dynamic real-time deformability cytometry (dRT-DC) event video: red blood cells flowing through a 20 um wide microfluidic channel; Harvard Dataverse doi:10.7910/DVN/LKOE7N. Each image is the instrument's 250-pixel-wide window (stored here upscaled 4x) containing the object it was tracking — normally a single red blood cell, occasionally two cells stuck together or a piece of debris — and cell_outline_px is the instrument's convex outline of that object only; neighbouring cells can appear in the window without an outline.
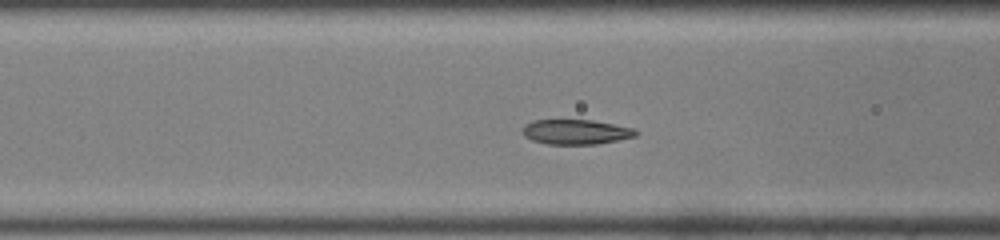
{"species": "common noctule bat (a hibernating species)", "species_latin": "Nyctalus noctula", "temperature_condition": "room temperature", "stored_images_in_passage": 48, "camera_frame_rate_fps": 3000, "um_per_image_px": 0.085, "animal": {"sex": "male", "body_mass_g": 19.0, "forearm_length_mm": 50.8}, "frame": {"image": 1, "passage_image": 17, "time_ms": 5.333, "image_size_px": [1000, 240], "cell_outline_px": [[636, 136], [596, 144], [548, 144], [532, 140], [524, 136], [520, 132], [520, 128], [524, 124], [532, 120], [592, 120], [636, 128]], "centroid_in_image_um": [48.88, 11.2], "position_along_channel_um": 117.7, "area_um2": 16.53}}
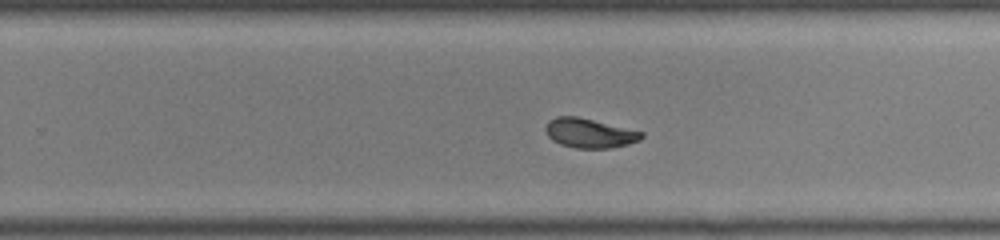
{"frame": {"image": 2, "passage_image": 29, "time_ms": 9.333, "image_size_px": [1000, 240], "cell_outline_px": [[644, 136], [640, 140], [628, 144], [612, 148], [576, 148], [560, 144], [552, 140], [548, 136], [544, 128], [548, 120], [556, 116], [576, 116], [644, 132]], "centroid_in_image_um": [50.09, 11.32], "position_along_channel_um": 279.7, "area_um2": 16.47}}
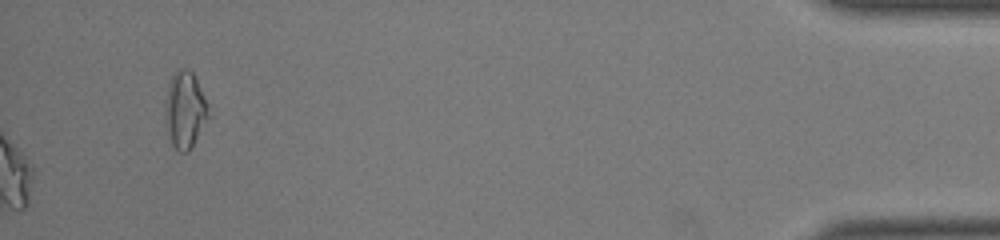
{"frame": {"image": 3, "passage_image": 48, "time_ms": 15.667, "image_size_px": [1000, 240], "cell_outline_px": [[208, 116], [188, 152], [180, 152], [172, 144], [168, 132], [164, 108], [168, 80], [176, 68], [188, 68], [192, 72], [208, 104]], "centroid_in_image_um": [15.68, 9.27], "position_along_channel_um": 419.5, "area_um2": 19.07}, "authors_computed_cell_mechanics": {"area_um2": 17.1955, "velocity_mm_per_s": 4.0632, "shape_relaxation_time_tau1_ms": 3.3699, "shape_relaxation_time_tau2_ms": 1.1875, "deformation_change_tau1": 0.1448, "deformation_change_tau2": 0.0524}}